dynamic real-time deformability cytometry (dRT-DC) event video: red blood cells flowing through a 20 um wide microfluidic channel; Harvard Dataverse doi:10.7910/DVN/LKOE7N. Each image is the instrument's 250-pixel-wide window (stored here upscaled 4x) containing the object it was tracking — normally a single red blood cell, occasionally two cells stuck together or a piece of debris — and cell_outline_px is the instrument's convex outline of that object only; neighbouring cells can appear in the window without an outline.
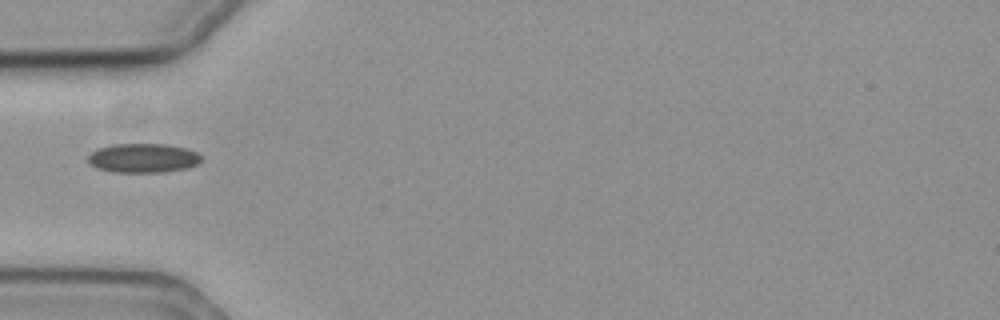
{"species": "common noctule bat (a hibernating species)", "species_latin": "Nyctalus noctula", "temperature_condition": "cold", "stored_images_in_passage": 10, "camera_frame_rate_fps": 3000, "um_per_image_px": 0.085, "animal": {"sex": "female", "body_mass_g": 19.3, "forearm_length_mm": 54.1}, "frame": {"image": 1, "passage_image": 1, "time_ms": 0.0, "image_size_px": [1000, 320], "cell_outline_px": [[200, 160], [196, 164], [188, 168], [164, 172], [112, 172], [96, 168], [88, 164], [88, 156], [92, 152], [100, 148], [112, 144], [164, 144], [188, 148], [196, 152], [200, 156]], "centroid_in_image_um": [12.14, 13.44], "position_along_channel_um": 72.9, "area_um2": 19.31}}
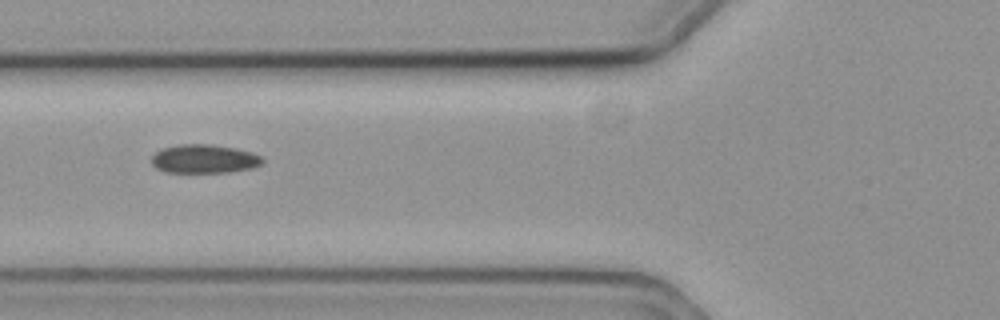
{"frame": {"image": 2, "passage_image": 4, "time_ms": 1.0, "image_size_px": [1000, 320], "cell_outline_px": [[264, 160], [260, 164], [252, 168], [228, 172], [164, 172], [156, 168], [152, 164], [152, 156], [156, 152], [164, 148], [176, 144], [212, 144], [236, 148], [252, 152], [260, 156]], "centroid_in_image_um": [17.35, 13.5], "position_along_channel_um": 108.5, "area_um2": 18.55}}